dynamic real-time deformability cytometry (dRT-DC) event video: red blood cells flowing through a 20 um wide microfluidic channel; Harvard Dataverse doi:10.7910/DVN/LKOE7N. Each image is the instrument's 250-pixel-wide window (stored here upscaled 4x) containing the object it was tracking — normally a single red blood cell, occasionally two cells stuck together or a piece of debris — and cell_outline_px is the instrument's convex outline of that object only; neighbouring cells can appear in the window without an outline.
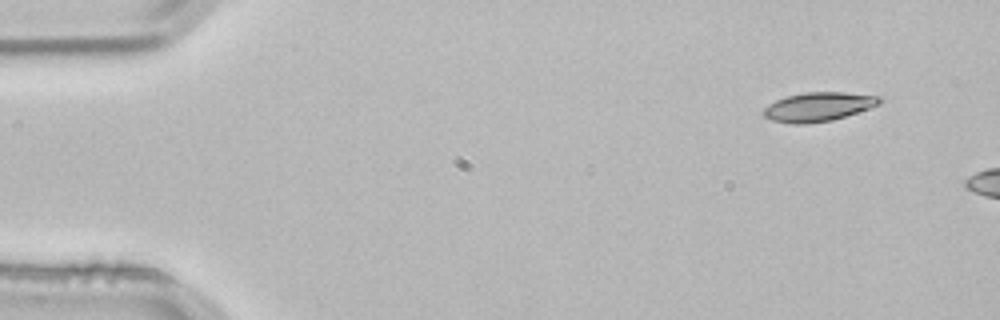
{"species": "common noctule bat (a hibernating species)", "species_latin": "Nyctalus noctula", "temperature_condition": "room temperature", "stored_images_in_passage": 4, "camera_frame_rate_fps": 3000, "um_per_image_px": 0.085, "animal": {"sex": "male", "body_mass_g": 21.5, "forearm_length_mm": 52.0}, "frame": {"image": 1, "passage_image": 1, "time_ms": 0.0, "image_size_px": [1000, 320], "cell_outline_px": [[884, 100], [880, 104], [832, 120], [804, 124], [792, 124], [772, 120], [764, 116], [764, 108], [768, 104], [776, 100], [788, 96], [808, 92], [844, 92], [884, 96]], "centroid_in_image_um": [69.6, 9.07], "position_along_channel_um": 15.4, "area_um2": 19.54}}
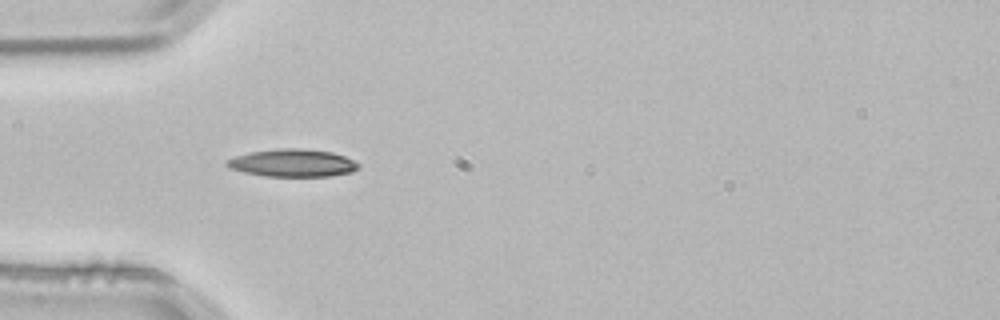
{"frame": {"image": 2, "passage_image": 4, "time_ms": 1.0, "image_size_px": [1000, 320], "cell_outline_px": [[360, 164], [352, 172], [332, 176], [264, 176], [244, 172], [228, 168], [224, 164], [228, 160], [236, 156], [252, 152], [284, 148], [300, 148], [332, 152], [344, 156]], "centroid_in_image_um": [24.87, 13.86], "position_along_channel_um": 60.1, "area_um2": 20.98}}